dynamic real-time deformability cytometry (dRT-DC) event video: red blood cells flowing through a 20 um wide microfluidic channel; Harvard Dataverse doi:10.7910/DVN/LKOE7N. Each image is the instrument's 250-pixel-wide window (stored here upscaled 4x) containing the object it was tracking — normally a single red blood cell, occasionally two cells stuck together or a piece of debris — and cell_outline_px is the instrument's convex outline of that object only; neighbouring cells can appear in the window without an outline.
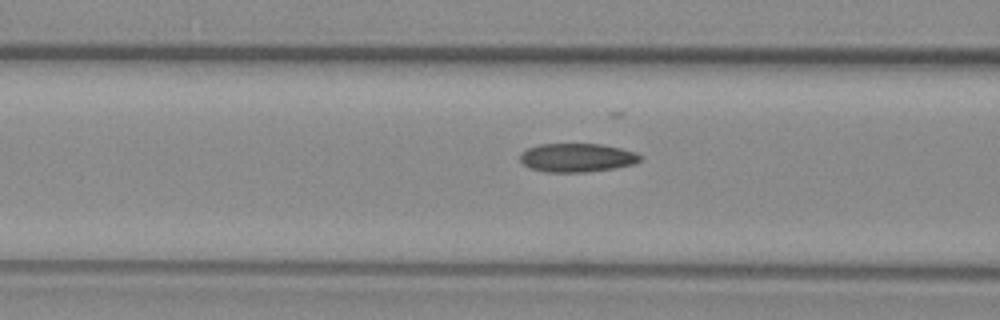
{"species": "common noctule bat (a hibernating species)", "species_latin": "Nyctalus noctula", "temperature_condition": "warm", "stored_images_in_passage": 43, "camera_frame_rate_fps": 3000, "um_per_image_px": 0.085, "animal": {"sex": "female", "body_mass_g": 29.2, "forearm_length_mm": 56.3}, "frame": {"image": 1, "passage_image": 14, "time_ms": 4.333, "image_size_px": [1000, 320], "cell_outline_px": [[644, 156], [640, 160], [632, 164], [612, 168], [588, 172], [544, 172], [532, 168], [524, 164], [520, 160], [520, 152], [528, 148], [540, 144], [600, 144], [620, 148], [636, 152]], "centroid_in_image_um": [49.04, 13.4], "position_along_channel_um": 117.6, "area_um2": 20.0}}
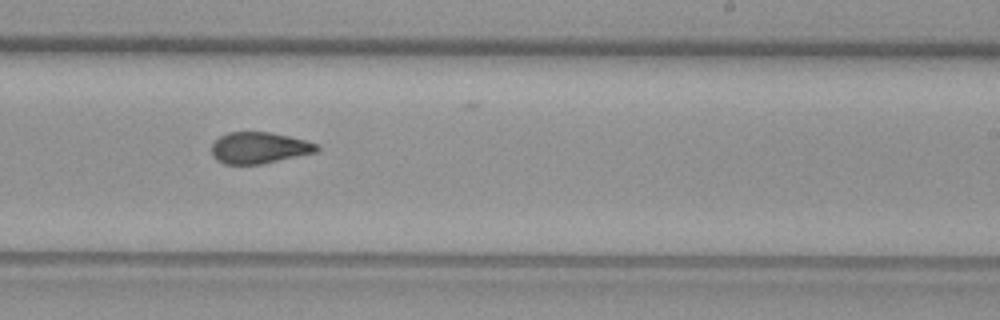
{"frame": {"image": 2, "passage_image": 26, "time_ms": 8.333, "image_size_px": [1000, 320], "cell_outline_px": [[320, 148], [316, 152], [260, 164], [224, 164], [216, 160], [212, 156], [212, 144], [220, 136], [228, 132], [272, 132], [304, 140], [316, 144]], "centroid_in_image_um": [21.99, 12.56], "position_along_channel_um": 267.0, "area_um2": 19.07}}
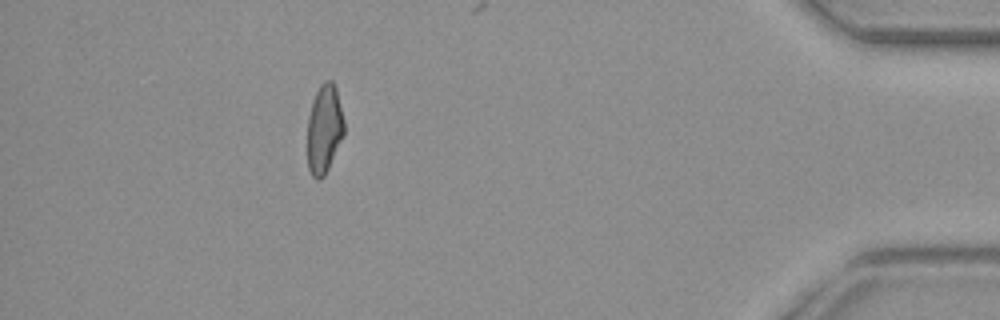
{"frame": {"image": 3, "passage_image": 42, "time_ms": 13.667, "image_size_px": [1000, 320], "cell_outline_px": [[344, 136], [324, 176], [320, 180], [316, 180], [312, 176], [308, 168], [308, 116], [312, 100], [320, 84], [324, 80], [332, 80], [336, 88], [344, 120]], "centroid_in_image_um": [27.56, 10.96], "position_along_channel_um": 407.6, "area_um2": 19.13}}